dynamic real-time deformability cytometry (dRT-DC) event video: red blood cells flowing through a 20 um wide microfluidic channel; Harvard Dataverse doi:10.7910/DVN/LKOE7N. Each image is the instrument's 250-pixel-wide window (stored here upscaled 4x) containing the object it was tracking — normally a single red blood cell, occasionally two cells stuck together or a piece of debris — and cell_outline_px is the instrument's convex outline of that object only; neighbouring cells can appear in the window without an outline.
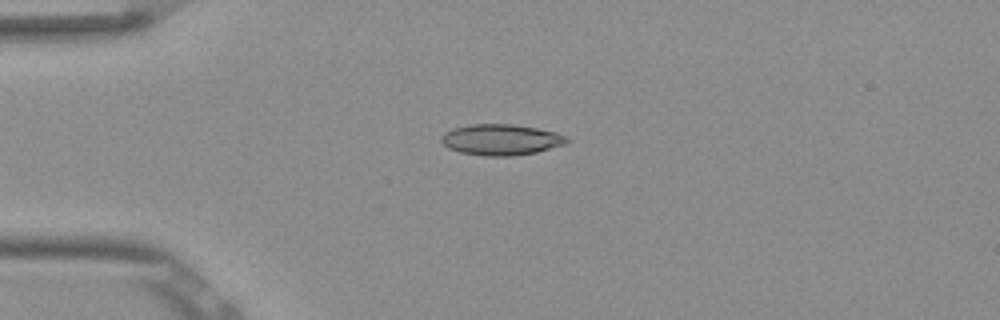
{"species": "Egyptian fruit bat (a non-hibernating species)", "species_latin": "Rousettus aegyptiacus", "temperature_condition": "room temperature", "stored_images_in_passage": 40, "camera_frame_rate_fps": 3000, "um_per_image_px": 0.085, "frame": {"image": 1, "passage_image": 1, "time_ms": 0.0, "image_size_px": [1000, 320], "cell_outline_px": [[572, 140], [568, 144], [536, 152], [512, 156], [484, 156], [460, 152], [448, 148], [440, 140], [440, 136], [444, 132], [452, 128], [472, 124], [512, 124], [536, 128], [556, 132]], "centroid_in_image_um": [42.59, 11.87], "position_along_channel_um": 42.4, "area_um2": 22.83}}
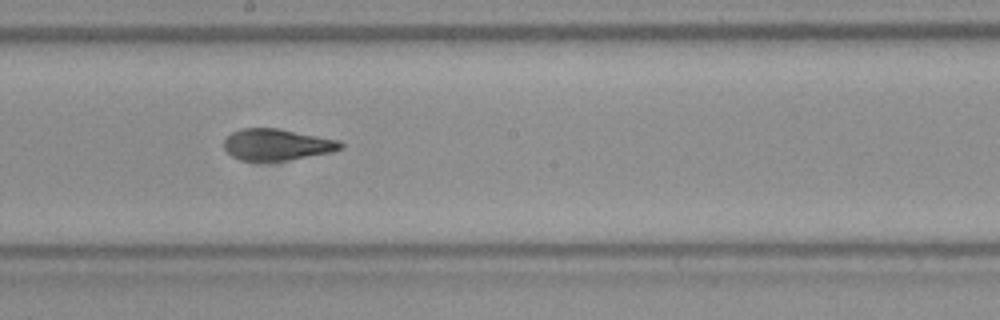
{"frame": {"image": 2, "passage_image": 17, "time_ms": 5.333, "image_size_px": [1000, 320], "cell_outline_px": [[344, 148], [332, 152], [288, 160], [240, 160], [232, 156], [224, 148], [224, 140], [232, 132], [240, 128], [276, 128], [340, 140], [344, 144]], "centroid_in_image_um": [23.56, 12.28], "position_along_channel_um": 224.6, "area_um2": 21.27}}
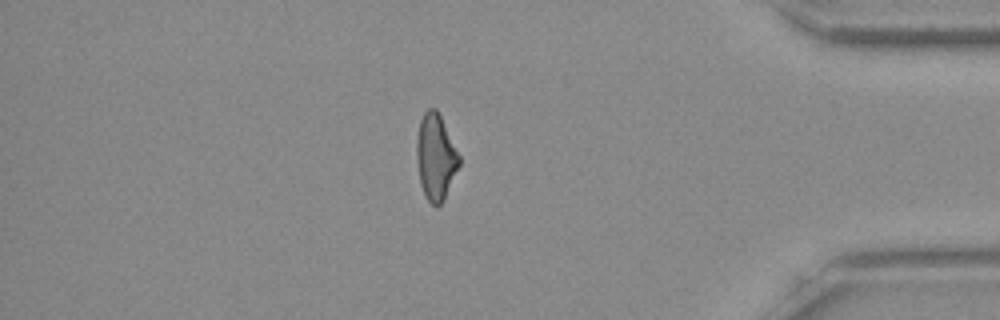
{"frame": {"image": 3, "passage_image": 33, "time_ms": 10.667, "image_size_px": [1000, 320], "cell_outline_px": [[460, 164], [444, 200], [436, 208], [428, 200], [420, 184], [416, 156], [416, 140], [420, 120], [424, 112], [428, 108], [436, 108], [460, 156]], "centroid_in_image_um": [37.02, 13.35], "position_along_channel_um": 398.2, "area_um2": 21.21}, "authors_computed_cell_mechanics": {"area_um2": 21.6461, "velocity_mm_per_s": 3.8756, "shape_relaxation_time_tau1_ms": null, "shape_relaxation_time_tau2_ms": 1.8329, "deformation_change_tau1": null, "deformation_change_tau2": 0.0774}}